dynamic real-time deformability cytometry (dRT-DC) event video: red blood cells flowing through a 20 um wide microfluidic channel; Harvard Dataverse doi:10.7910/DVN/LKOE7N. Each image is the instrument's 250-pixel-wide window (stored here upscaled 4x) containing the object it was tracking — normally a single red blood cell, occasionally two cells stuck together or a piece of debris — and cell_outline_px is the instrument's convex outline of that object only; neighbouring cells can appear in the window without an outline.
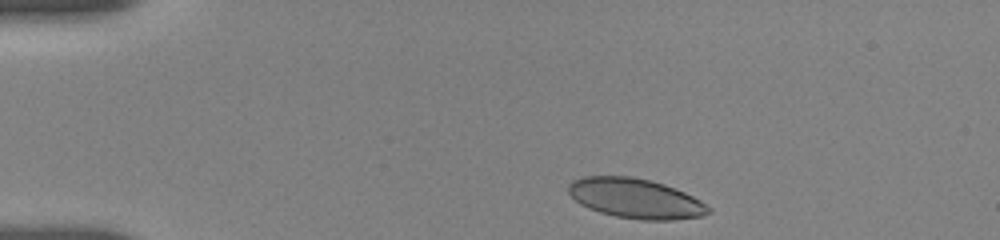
{"species": "human", "species_latin": "Homo sapiens", "temperature_condition": "room temperature", "stored_images_in_passage": 3, "camera_frame_rate_fps": 3000, "um_per_image_px": 0.085, "donor": {"sex": "female"}, "frame": {"image": 1, "passage_image": 1, "time_ms": 0.0, "image_size_px": [1000, 240], "cell_outline_px": [[712, 212], [704, 216], [672, 220], [640, 220], [616, 216], [600, 212], [588, 208], [580, 204], [568, 192], [568, 184], [572, 180], [584, 176], [632, 176], [664, 184], [684, 192], [700, 200], [712, 208]], "centroid_in_image_um": [54.04, 16.87], "position_along_channel_um": 31.0, "area_um2": 32.6}}